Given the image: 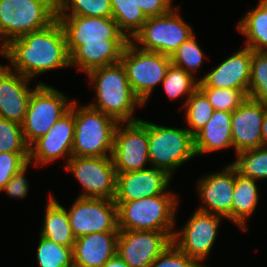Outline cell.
Listing matches in <instances>:
<instances>
[{
	"instance_id": "1",
	"label": "cell",
	"mask_w": 267,
	"mask_h": 267,
	"mask_svg": "<svg viewBox=\"0 0 267 267\" xmlns=\"http://www.w3.org/2000/svg\"><path fill=\"white\" fill-rule=\"evenodd\" d=\"M70 55V66L85 73L120 62L129 42L112 17L57 16Z\"/></svg>"
},
{
	"instance_id": "2",
	"label": "cell",
	"mask_w": 267,
	"mask_h": 267,
	"mask_svg": "<svg viewBox=\"0 0 267 267\" xmlns=\"http://www.w3.org/2000/svg\"><path fill=\"white\" fill-rule=\"evenodd\" d=\"M0 54L12 64L11 70L28 79L49 70L70 67L65 32L57 19L44 29L13 39Z\"/></svg>"
},
{
	"instance_id": "3",
	"label": "cell",
	"mask_w": 267,
	"mask_h": 267,
	"mask_svg": "<svg viewBox=\"0 0 267 267\" xmlns=\"http://www.w3.org/2000/svg\"><path fill=\"white\" fill-rule=\"evenodd\" d=\"M87 74L96 91V104H88L89 106L118 123L140 120L133 118V113L137 106L144 104L134 94L121 62L93 69Z\"/></svg>"
},
{
	"instance_id": "4",
	"label": "cell",
	"mask_w": 267,
	"mask_h": 267,
	"mask_svg": "<svg viewBox=\"0 0 267 267\" xmlns=\"http://www.w3.org/2000/svg\"><path fill=\"white\" fill-rule=\"evenodd\" d=\"M176 199L177 195L166 191L163 195L129 202H115L118 229L165 231L173 237L178 201Z\"/></svg>"
},
{
	"instance_id": "5",
	"label": "cell",
	"mask_w": 267,
	"mask_h": 267,
	"mask_svg": "<svg viewBox=\"0 0 267 267\" xmlns=\"http://www.w3.org/2000/svg\"><path fill=\"white\" fill-rule=\"evenodd\" d=\"M56 19V0H0V51L13 39L44 29Z\"/></svg>"
},
{
	"instance_id": "6",
	"label": "cell",
	"mask_w": 267,
	"mask_h": 267,
	"mask_svg": "<svg viewBox=\"0 0 267 267\" xmlns=\"http://www.w3.org/2000/svg\"><path fill=\"white\" fill-rule=\"evenodd\" d=\"M73 114L75 135L72 156H112L118 122L89 105L78 106L76 100L73 101Z\"/></svg>"
},
{
	"instance_id": "7",
	"label": "cell",
	"mask_w": 267,
	"mask_h": 267,
	"mask_svg": "<svg viewBox=\"0 0 267 267\" xmlns=\"http://www.w3.org/2000/svg\"><path fill=\"white\" fill-rule=\"evenodd\" d=\"M120 62L134 94L146 105L153 89L162 83L171 65V57L140 49L132 41L126 44Z\"/></svg>"
},
{
	"instance_id": "8",
	"label": "cell",
	"mask_w": 267,
	"mask_h": 267,
	"mask_svg": "<svg viewBox=\"0 0 267 267\" xmlns=\"http://www.w3.org/2000/svg\"><path fill=\"white\" fill-rule=\"evenodd\" d=\"M148 154L150 164L170 177L173 171L196 156L194 136L187 128H172L148 122Z\"/></svg>"
},
{
	"instance_id": "9",
	"label": "cell",
	"mask_w": 267,
	"mask_h": 267,
	"mask_svg": "<svg viewBox=\"0 0 267 267\" xmlns=\"http://www.w3.org/2000/svg\"><path fill=\"white\" fill-rule=\"evenodd\" d=\"M67 99L59 90L44 83L32 92L21 124L23 137L28 146L45 135L70 109L72 101L68 102Z\"/></svg>"
},
{
	"instance_id": "10",
	"label": "cell",
	"mask_w": 267,
	"mask_h": 267,
	"mask_svg": "<svg viewBox=\"0 0 267 267\" xmlns=\"http://www.w3.org/2000/svg\"><path fill=\"white\" fill-rule=\"evenodd\" d=\"M175 8L165 15L148 17L130 41L142 44L140 49L171 57L183 42L194 36L191 26L184 22L177 12L180 6Z\"/></svg>"
},
{
	"instance_id": "11",
	"label": "cell",
	"mask_w": 267,
	"mask_h": 267,
	"mask_svg": "<svg viewBox=\"0 0 267 267\" xmlns=\"http://www.w3.org/2000/svg\"><path fill=\"white\" fill-rule=\"evenodd\" d=\"M65 168L73 173L84 188L79 198L114 200L117 173L111 156H72Z\"/></svg>"
},
{
	"instance_id": "12",
	"label": "cell",
	"mask_w": 267,
	"mask_h": 267,
	"mask_svg": "<svg viewBox=\"0 0 267 267\" xmlns=\"http://www.w3.org/2000/svg\"><path fill=\"white\" fill-rule=\"evenodd\" d=\"M118 123L114 133L112 160L116 173L146 169L148 154V121Z\"/></svg>"
},
{
	"instance_id": "13",
	"label": "cell",
	"mask_w": 267,
	"mask_h": 267,
	"mask_svg": "<svg viewBox=\"0 0 267 267\" xmlns=\"http://www.w3.org/2000/svg\"><path fill=\"white\" fill-rule=\"evenodd\" d=\"M67 214L75 238L93 233L119 232L117 205L113 199L78 197Z\"/></svg>"
},
{
	"instance_id": "14",
	"label": "cell",
	"mask_w": 267,
	"mask_h": 267,
	"mask_svg": "<svg viewBox=\"0 0 267 267\" xmlns=\"http://www.w3.org/2000/svg\"><path fill=\"white\" fill-rule=\"evenodd\" d=\"M223 216L196 210L180 232L175 231L172 242L200 264L213 248Z\"/></svg>"
},
{
	"instance_id": "15",
	"label": "cell",
	"mask_w": 267,
	"mask_h": 267,
	"mask_svg": "<svg viewBox=\"0 0 267 267\" xmlns=\"http://www.w3.org/2000/svg\"><path fill=\"white\" fill-rule=\"evenodd\" d=\"M171 244L165 231L119 230L117 255L130 267H149Z\"/></svg>"
},
{
	"instance_id": "16",
	"label": "cell",
	"mask_w": 267,
	"mask_h": 267,
	"mask_svg": "<svg viewBox=\"0 0 267 267\" xmlns=\"http://www.w3.org/2000/svg\"><path fill=\"white\" fill-rule=\"evenodd\" d=\"M75 121L73 101L70 109L54 123L48 132L29 146V163L45 165L53 160L65 157L66 163L72 157Z\"/></svg>"
},
{
	"instance_id": "17",
	"label": "cell",
	"mask_w": 267,
	"mask_h": 267,
	"mask_svg": "<svg viewBox=\"0 0 267 267\" xmlns=\"http://www.w3.org/2000/svg\"><path fill=\"white\" fill-rule=\"evenodd\" d=\"M267 103L250 98L232 112L231 136L236 153L263 146L262 120Z\"/></svg>"
},
{
	"instance_id": "18",
	"label": "cell",
	"mask_w": 267,
	"mask_h": 267,
	"mask_svg": "<svg viewBox=\"0 0 267 267\" xmlns=\"http://www.w3.org/2000/svg\"><path fill=\"white\" fill-rule=\"evenodd\" d=\"M222 170L198 180L197 190L203 203L198 210L219 214L232 222L235 168L229 164Z\"/></svg>"
},
{
	"instance_id": "19",
	"label": "cell",
	"mask_w": 267,
	"mask_h": 267,
	"mask_svg": "<svg viewBox=\"0 0 267 267\" xmlns=\"http://www.w3.org/2000/svg\"><path fill=\"white\" fill-rule=\"evenodd\" d=\"M171 177L161 168L153 166L144 170L117 174L115 202H129L163 195Z\"/></svg>"
},
{
	"instance_id": "20",
	"label": "cell",
	"mask_w": 267,
	"mask_h": 267,
	"mask_svg": "<svg viewBox=\"0 0 267 267\" xmlns=\"http://www.w3.org/2000/svg\"><path fill=\"white\" fill-rule=\"evenodd\" d=\"M252 50L243 47L199 78L198 87L229 88L248 95Z\"/></svg>"
},
{
	"instance_id": "21",
	"label": "cell",
	"mask_w": 267,
	"mask_h": 267,
	"mask_svg": "<svg viewBox=\"0 0 267 267\" xmlns=\"http://www.w3.org/2000/svg\"><path fill=\"white\" fill-rule=\"evenodd\" d=\"M31 79L13 72L8 65L0 64V117L22 124L32 92L40 85L30 90Z\"/></svg>"
},
{
	"instance_id": "22",
	"label": "cell",
	"mask_w": 267,
	"mask_h": 267,
	"mask_svg": "<svg viewBox=\"0 0 267 267\" xmlns=\"http://www.w3.org/2000/svg\"><path fill=\"white\" fill-rule=\"evenodd\" d=\"M119 232H102L76 238L73 247L74 267H103L117 254Z\"/></svg>"
},
{
	"instance_id": "23",
	"label": "cell",
	"mask_w": 267,
	"mask_h": 267,
	"mask_svg": "<svg viewBox=\"0 0 267 267\" xmlns=\"http://www.w3.org/2000/svg\"><path fill=\"white\" fill-rule=\"evenodd\" d=\"M232 112L215 110L207 124L194 135L196 156L233 147L231 136Z\"/></svg>"
},
{
	"instance_id": "24",
	"label": "cell",
	"mask_w": 267,
	"mask_h": 267,
	"mask_svg": "<svg viewBox=\"0 0 267 267\" xmlns=\"http://www.w3.org/2000/svg\"><path fill=\"white\" fill-rule=\"evenodd\" d=\"M50 195L46 205L41 236L65 247H74L73 235L67 210Z\"/></svg>"
},
{
	"instance_id": "25",
	"label": "cell",
	"mask_w": 267,
	"mask_h": 267,
	"mask_svg": "<svg viewBox=\"0 0 267 267\" xmlns=\"http://www.w3.org/2000/svg\"><path fill=\"white\" fill-rule=\"evenodd\" d=\"M255 179L239 174L235 169V184L232 201V222L247 231L246 220L256 209L259 191Z\"/></svg>"
},
{
	"instance_id": "26",
	"label": "cell",
	"mask_w": 267,
	"mask_h": 267,
	"mask_svg": "<svg viewBox=\"0 0 267 267\" xmlns=\"http://www.w3.org/2000/svg\"><path fill=\"white\" fill-rule=\"evenodd\" d=\"M237 29L247 38L244 47L267 52V1L260 0L256 8L247 12Z\"/></svg>"
},
{
	"instance_id": "27",
	"label": "cell",
	"mask_w": 267,
	"mask_h": 267,
	"mask_svg": "<svg viewBox=\"0 0 267 267\" xmlns=\"http://www.w3.org/2000/svg\"><path fill=\"white\" fill-rule=\"evenodd\" d=\"M111 6L112 18L119 30L131 40L147 21V17L134 0H111Z\"/></svg>"
},
{
	"instance_id": "28",
	"label": "cell",
	"mask_w": 267,
	"mask_h": 267,
	"mask_svg": "<svg viewBox=\"0 0 267 267\" xmlns=\"http://www.w3.org/2000/svg\"><path fill=\"white\" fill-rule=\"evenodd\" d=\"M236 156L231 165L239 174L255 180L267 179V146L241 151Z\"/></svg>"
},
{
	"instance_id": "29",
	"label": "cell",
	"mask_w": 267,
	"mask_h": 267,
	"mask_svg": "<svg viewBox=\"0 0 267 267\" xmlns=\"http://www.w3.org/2000/svg\"><path fill=\"white\" fill-rule=\"evenodd\" d=\"M56 4L57 16L112 17L111 0H56Z\"/></svg>"
},
{
	"instance_id": "30",
	"label": "cell",
	"mask_w": 267,
	"mask_h": 267,
	"mask_svg": "<svg viewBox=\"0 0 267 267\" xmlns=\"http://www.w3.org/2000/svg\"><path fill=\"white\" fill-rule=\"evenodd\" d=\"M182 106L185 108L186 121L191 127H187V129L193 136L207 124L215 111L206 95L199 88Z\"/></svg>"
},
{
	"instance_id": "31",
	"label": "cell",
	"mask_w": 267,
	"mask_h": 267,
	"mask_svg": "<svg viewBox=\"0 0 267 267\" xmlns=\"http://www.w3.org/2000/svg\"><path fill=\"white\" fill-rule=\"evenodd\" d=\"M194 76L171 63L162 81V86L167 96L175 99L188 95L185 100L186 103L187 99L198 88L199 80Z\"/></svg>"
},
{
	"instance_id": "32",
	"label": "cell",
	"mask_w": 267,
	"mask_h": 267,
	"mask_svg": "<svg viewBox=\"0 0 267 267\" xmlns=\"http://www.w3.org/2000/svg\"><path fill=\"white\" fill-rule=\"evenodd\" d=\"M36 257L39 267H74L73 247L59 245L41 235Z\"/></svg>"
},
{
	"instance_id": "33",
	"label": "cell",
	"mask_w": 267,
	"mask_h": 267,
	"mask_svg": "<svg viewBox=\"0 0 267 267\" xmlns=\"http://www.w3.org/2000/svg\"><path fill=\"white\" fill-rule=\"evenodd\" d=\"M248 98L267 103V52L252 50Z\"/></svg>"
},
{
	"instance_id": "34",
	"label": "cell",
	"mask_w": 267,
	"mask_h": 267,
	"mask_svg": "<svg viewBox=\"0 0 267 267\" xmlns=\"http://www.w3.org/2000/svg\"><path fill=\"white\" fill-rule=\"evenodd\" d=\"M29 153L21 124L0 117V153Z\"/></svg>"
},
{
	"instance_id": "35",
	"label": "cell",
	"mask_w": 267,
	"mask_h": 267,
	"mask_svg": "<svg viewBox=\"0 0 267 267\" xmlns=\"http://www.w3.org/2000/svg\"><path fill=\"white\" fill-rule=\"evenodd\" d=\"M204 53L199 47L195 36L183 42L171 56V62L177 67L184 69L186 72L194 75L203 63Z\"/></svg>"
},
{
	"instance_id": "36",
	"label": "cell",
	"mask_w": 267,
	"mask_h": 267,
	"mask_svg": "<svg viewBox=\"0 0 267 267\" xmlns=\"http://www.w3.org/2000/svg\"><path fill=\"white\" fill-rule=\"evenodd\" d=\"M198 88L206 95L214 110L233 112L247 98L241 90L212 87Z\"/></svg>"
},
{
	"instance_id": "37",
	"label": "cell",
	"mask_w": 267,
	"mask_h": 267,
	"mask_svg": "<svg viewBox=\"0 0 267 267\" xmlns=\"http://www.w3.org/2000/svg\"><path fill=\"white\" fill-rule=\"evenodd\" d=\"M149 267H205L183 253L173 242Z\"/></svg>"
},
{
	"instance_id": "38",
	"label": "cell",
	"mask_w": 267,
	"mask_h": 267,
	"mask_svg": "<svg viewBox=\"0 0 267 267\" xmlns=\"http://www.w3.org/2000/svg\"><path fill=\"white\" fill-rule=\"evenodd\" d=\"M28 162L29 153H0V192Z\"/></svg>"
},
{
	"instance_id": "39",
	"label": "cell",
	"mask_w": 267,
	"mask_h": 267,
	"mask_svg": "<svg viewBox=\"0 0 267 267\" xmlns=\"http://www.w3.org/2000/svg\"><path fill=\"white\" fill-rule=\"evenodd\" d=\"M29 164L28 162L14 174L8 184L2 189V191H5L6 195L13 198H24L27 195L29 184L24 175Z\"/></svg>"
},
{
	"instance_id": "40",
	"label": "cell",
	"mask_w": 267,
	"mask_h": 267,
	"mask_svg": "<svg viewBox=\"0 0 267 267\" xmlns=\"http://www.w3.org/2000/svg\"><path fill=\"white\" fill-rule=\"evenodd\" d=\"M134 1L147 18L165 15L173 9L172 0H134Z\"/></svg>"
},
{
	"instance_id": "41",
	"label": "cell",
	"mask_w": 267,
	"mask_h": 267,
	"mask_svg": "<svg viewBox=\"0 0 267 267\" xmlns=\"http://www.w3.org/2000/svg\"><path fill=\"white\" fill-rule=\"evenodd\" d=\"M103 267H130V266L116 254Z\"/></svg>"
},
{
	"instance_id": "42",
	"label": "cell",
	"mask_w": 267,
	"mask_h": 267,
	"mask_svg": "<svg viewBox=\"0 0 267 267\" xmlns=\"http://www.w3.org/2000/svg\"><path fill=\"white\" fill-rule=\"evenodd\" d=\"M262 140L263 146H267V108L262 120Z\"/></svg>"
}]
</instances>
